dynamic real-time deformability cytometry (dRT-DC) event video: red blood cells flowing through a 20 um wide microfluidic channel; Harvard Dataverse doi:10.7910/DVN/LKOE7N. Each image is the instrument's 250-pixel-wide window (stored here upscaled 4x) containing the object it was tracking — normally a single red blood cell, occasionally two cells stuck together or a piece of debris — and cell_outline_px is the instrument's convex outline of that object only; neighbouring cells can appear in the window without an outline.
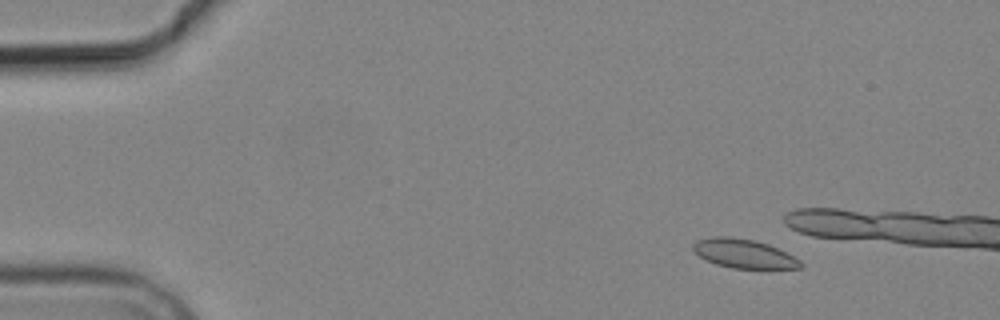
{"species": "common noctule bat (a hibernating species)", "species_latin": "Nyctalus noctula", "temperature_condition": "cold", "stored_images_in_passage": 4, "camera_frame_rate_fps": 3000, "um_per_image_px": 0.085, "animal": {"sex": "male", "body_mass_g": 19.2, "forearm_length_mm": 51.8}, "frame": {"image": 1, "passage_image": 1, "time_ms": 0.0, "image_size_px": [1000, 320], "cell_outline_px": [[804, 264], [800, 268], [732, 268], [716, 264], [704, 260], [692, 252], [692, 244], [700, 240], [712, 236], [728, 236], [756, 240], [768, 244], [800, 260]], "centroid_in_image_um": [63.16, 21.55], "position_along_channel_um": 21.8, "area_um2": 18.15}}